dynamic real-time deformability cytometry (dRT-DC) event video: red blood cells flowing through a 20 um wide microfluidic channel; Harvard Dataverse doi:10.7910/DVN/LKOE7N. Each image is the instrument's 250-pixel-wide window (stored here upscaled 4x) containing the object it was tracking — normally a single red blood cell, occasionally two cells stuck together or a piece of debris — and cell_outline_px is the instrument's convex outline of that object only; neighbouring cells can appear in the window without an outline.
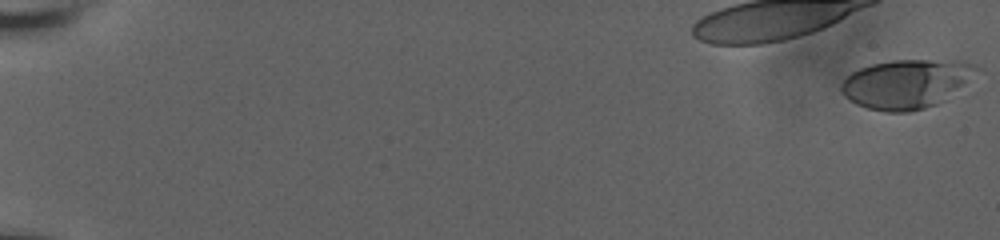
{"species": "human", "species_latin": "Homo sapiens", "temperature_condition": "room temperature", "stored_images_in_passage": 49, "camera_frame_rate_fps": 3000, "um_per_image_px": 0.085, "donor": {"sex": "male"}, "frame": {"image": 1, "passage_image": 1, "time_ms": 0.0, "image_size_px": [1000, 240], "cell_outline_px": [[980, 68], [944, 100], [936, 104], [924, 108], [908, 112], [884, 112], [868, 108], [856, 104], [848, 100], [840, 92], [840, 84], [852, 72], [860, 68], [872, 64], [892, 60], [960, 60], [976, 64]], "centroid_in_image_um": [76.98, 7.12], "position_along_channel_um": 8.0, "area_um2": 38.38}}
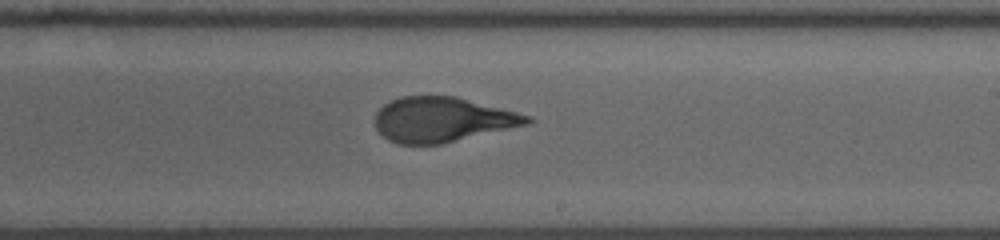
{"frame": {"image": 2, "passage_image": 32, "time_ms": 12.333, "image_size_px": [1000, 240], "cell_outline_px": [[536, 120], [528, 124], [440, 144], [396, 144], [388, 140], [376, 128], [376, 112], [384, 104], [400, 96], [456, 96], [532, 116]], "centroid_in_image_um": [37.6, 10.16], "position_along_channel_um": 251.4, "area_um2": 39.59}}
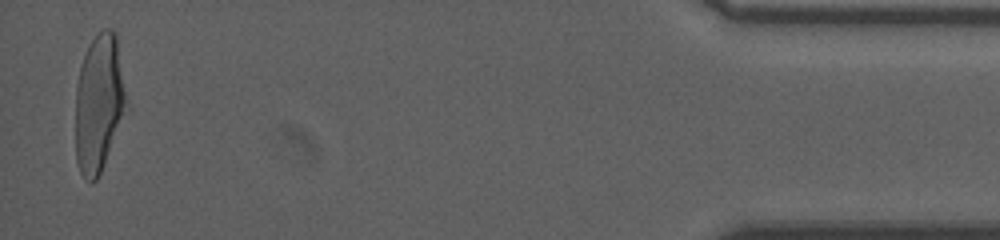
{"frame": {"image": 3, "passage_image": 49, "time_ms": 19.0, "image_size_px": [1000, 240], "cell_outline_px": [[124, 104], [120, 116], [100, 172], [96, 180], [92, 184], [80, 172], [76, 160], [76, 88], [80, 68], [88, 44], [96, 32], [104, 28], [112, 28], [116, 32], [124, 92]], "centroid_in_image_um": [8.33, 8.67], "position_along_channel_um": 426.9, "area_um2": 39.07}, "authors_computed_cell_mechanics": {"area_um2": 39.6508, "velocity_mm_per_s": 3.776, "shape_relaxation_time_tau1_ms": 4.7967, "shape_relaxation_time_tau2_ms": 0.7904, "deformation_change_tau1": 0.2191, "deformation_change_tau2": 0.0812}}